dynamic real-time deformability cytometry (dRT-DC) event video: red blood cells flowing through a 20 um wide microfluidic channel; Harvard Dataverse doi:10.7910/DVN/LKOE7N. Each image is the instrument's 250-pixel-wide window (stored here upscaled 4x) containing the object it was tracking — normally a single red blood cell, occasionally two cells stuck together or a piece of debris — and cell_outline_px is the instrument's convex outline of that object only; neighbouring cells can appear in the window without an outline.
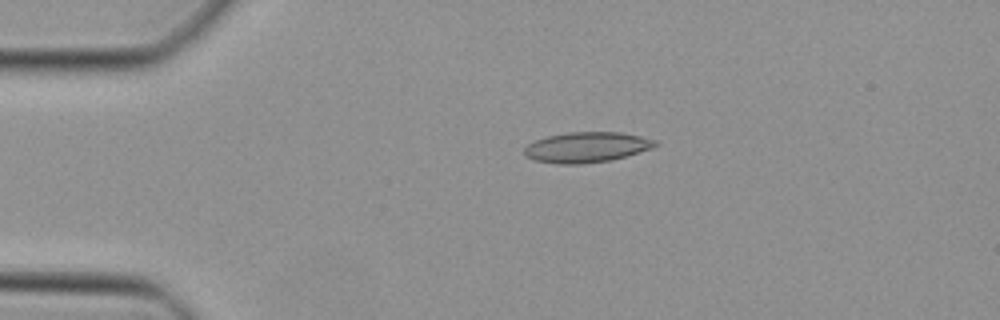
{"species": "Egyptian fruit bat (a non-hibernating species)", "species_latin": "Rousettus aegyptiacus", "temperature_condition": "cold", "stored_images_in_passage": 47, "camera_frame_rate_fps": 3000, "um_per_image_px": 0.085, "animal": {"sex": "female"}, "frame": {"image": 1, "passage_image": 10, "time_ms": 3.0, "image_size_px": [1000, 320], "cell_outline_px": [[660, 144], [652, 148], [624, 156], [608, 160], [580, 164], [560, 164], [536, 160], [524, 156], [524, 148], [528, 144], [536, 140], [548, 136], [568, 132], [620, 132], [640, 136], [656, 140]], "centroid_in_image_um": [49.86, 12.5], "position_along_channel_um": 35.1, "area_um2": 22.95}}
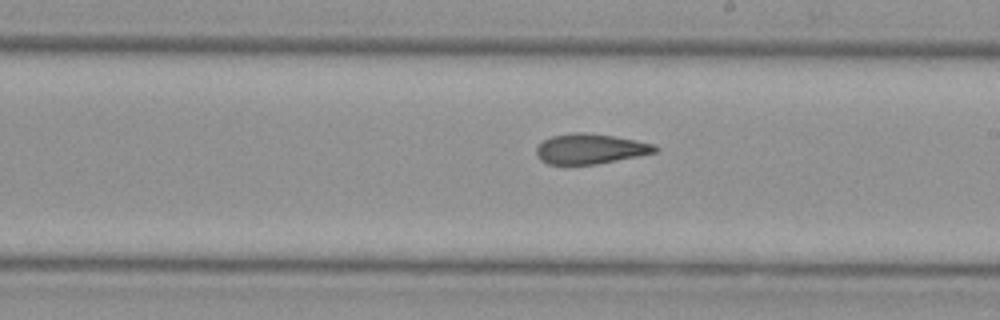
{"frame": {"image": 2, "passage_image": 27, "time_ms": 8.667, "image_size_px": [1000, 320], "cell_outline_px": [[660, 148], [656, 152], [596, 164], [548, 164], [540, 160], [536, 156], [536, 148], [544, 140], [552, 136], [572, 132], [584, 132], [612, 136], [636, 140], [652, 144]], "centroid_in_image_um": [50.14, 12.65], "position_along_channel_um": 238.9, "area_um2": 20.63}}
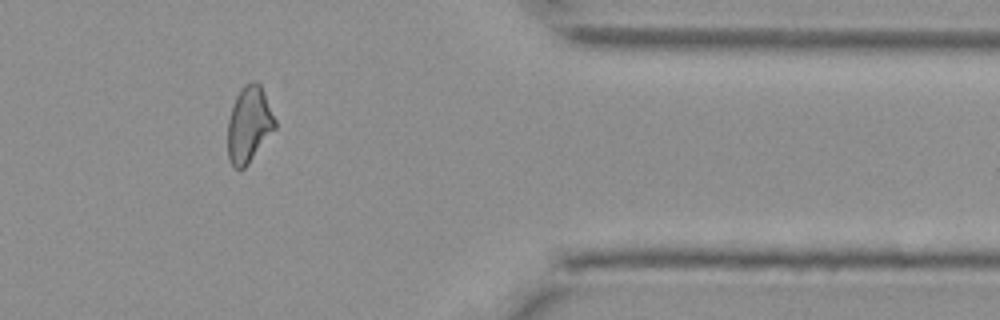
{"frame": {"image": 3, "passage_image": 39, "time_ms": 12.667, "image_size_px": [1000, 320], "cell_outline_px": [[276, 128], [248, 164], [244, 168], [232, 168], [228, 160], [228, 120], [236, 96], [240, 88], [244, 84], [252, 80], [256, 80], [260, 84], [276, 120]], "centroid_in_image_um": [21.16, 10.58], "position_along_channel_um": 390.2, "area_um2": 21.04}}